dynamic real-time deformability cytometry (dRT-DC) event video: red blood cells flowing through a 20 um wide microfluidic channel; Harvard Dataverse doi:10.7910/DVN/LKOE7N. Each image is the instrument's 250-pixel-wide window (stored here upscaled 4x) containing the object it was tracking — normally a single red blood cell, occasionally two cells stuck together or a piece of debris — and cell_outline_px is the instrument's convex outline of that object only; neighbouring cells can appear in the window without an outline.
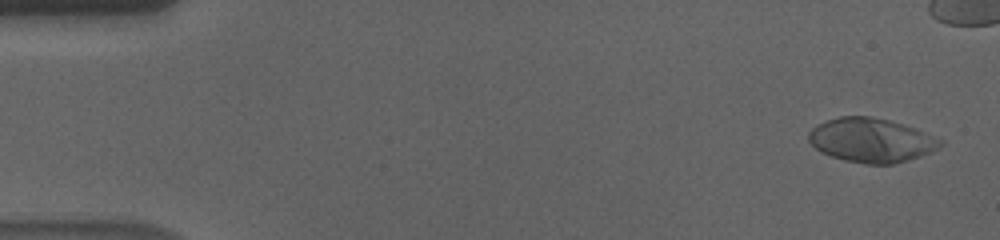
{"species": "human", "species_latin": "Homo sapiens", "temperature_condition": "cold", "stored_images_in_passage": 50, "camera_frame_rate_fps": 3000, "um_per_image_px": 0.085, "donor": {"sex": "male"}, "frame": {"image": 1, "passage_image": 2, "time_ms": 0.333, "image_size_px": [1000, 240], "cell_outline_px": [[944, 144], [940, 148], [932, 152], [908, 160], [892, 164], [864, 164], [844, 160], [832, 156], [816, 148], [808, 140], [808, 132], [812, 128], [828, 120], [840, 116], [872, 116], [888, 120], [924, 132], [944, 140]], "centroid_in_image_um": [74.08, 11.93], "position_along_channel_um": 10.9, "area_um2": 33.64}}
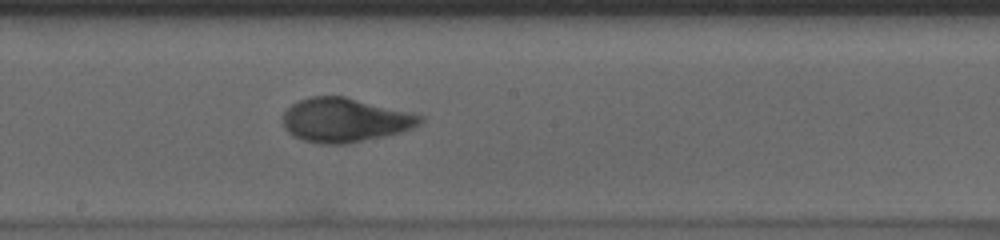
{"frame": {"image": 2, "passage_image": 31, "time_ms": 10.0, "image_size_px": [1000, 240], "cell_outline_px": [[424, 120], [420, 124], [412, 128], [400, 132], [384, 136], [344, 144], [324, 144], [304, 140], [292, 136], [284, 128], [284, 112], [292, 104], [308, 96], [344, 96], [412, 112], [424, 116]], "centroid_in_image_um": [29.33, 10.2], "position_along_channel_um": 218.9, "area_um2": 35.2}}
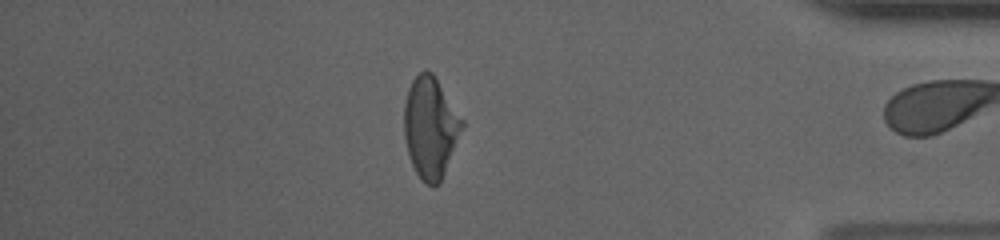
{"frame": {"image": 3, "passage_image": 49, "time_ms": 16.0, "image_size_px": [1000, 240], "cell_outline_px": [[464, 124], [440, 184], [432, 188], [416, 172], [412, 164], [408, 152], [404, 136], [404, 104], [408, 88], [412, 80], [424, 68], [432, 72], [464, 120]], "centroid_in_image_um": [36.58, 10.81], "position_along_channel_um": 398.6, "area_um2": 33.99}, "authors_computed_cell_mechanics": {"area_um2": 34.2754, "velocity_mm_per_s": 3.5583, "shape_relaxation_time_tau1_ms": 5.5439, "shape_relaxation_time_tau2_ms": 1.0526, "deformation_change_tau1": 0.1905, "deformation_change_tau2": 0.0472}}